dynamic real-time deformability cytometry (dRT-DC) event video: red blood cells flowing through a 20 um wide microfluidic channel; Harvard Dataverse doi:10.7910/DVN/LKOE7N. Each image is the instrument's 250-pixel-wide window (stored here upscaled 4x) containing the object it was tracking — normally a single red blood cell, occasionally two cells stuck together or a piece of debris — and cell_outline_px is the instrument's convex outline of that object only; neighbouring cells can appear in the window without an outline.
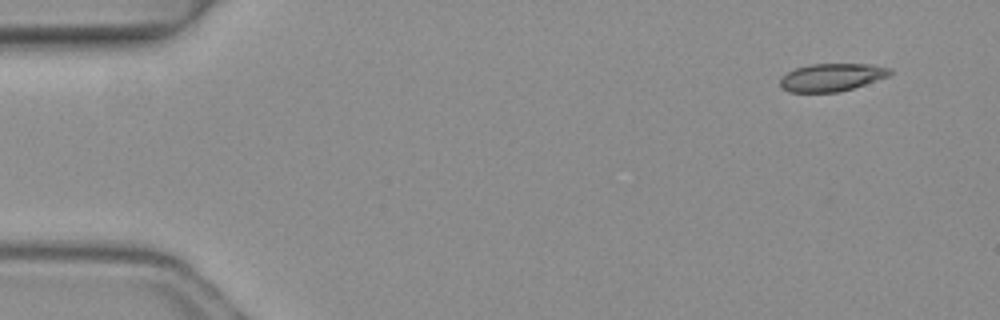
{"species": "common noctule bat (a hibernating species)", "species_latin": "Nyctalus noctula", "temperature_condition": "warm", "stored_images_in_passage": 3, "camera_frame_rate_fps": 3000, "um_per_image_px": 0.085, "animal": {"sex": "female", "body_mass_g": 19.3, "forearm_length_mm": 54.1}, "frame": {"image": 1, "passage_image": 1, "time_ms": 0.0, "image_size_px": [1000, 320], "cell_outline_px": [[892, 72], [888, 76], [840, 92], [788, 92], [780, 88], [780, 80], [788, 72], [796, 68], [808, 64], [868, 64], [892, 68]], "centroid_in_image_um": [70.67, 6.57], "position_along_channel_um": 14.3, "area_um2": 17.69}}
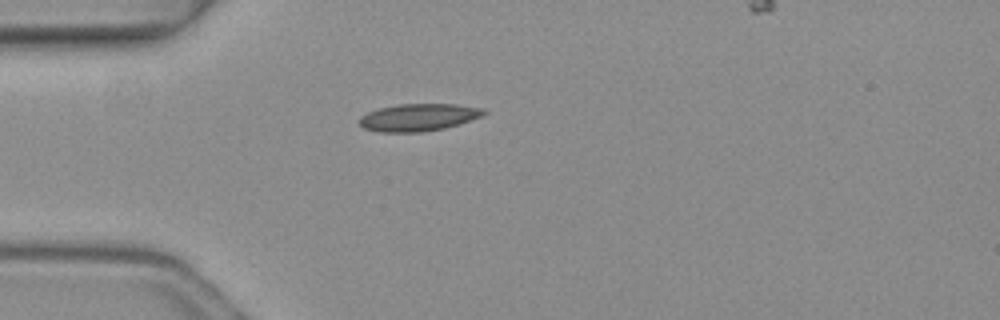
{"frame": {"image": 2, "passage_image": 3, "time_ms": 0.667, "image_size_px": [1000, 320], "cell_outline_px": [[488, 112], [484, 116], [460, 124], [444, 128], [420, 132], [380, 132], [364, 128], [360, 124], [360, 116], [368, 112], [380, 108], [396, 104], [456, 104], [484, 108]], "centroid_in_image_um": [35.63, 9.97], "position_along_channel_um": 49.4, "area_um2": 19.94}}